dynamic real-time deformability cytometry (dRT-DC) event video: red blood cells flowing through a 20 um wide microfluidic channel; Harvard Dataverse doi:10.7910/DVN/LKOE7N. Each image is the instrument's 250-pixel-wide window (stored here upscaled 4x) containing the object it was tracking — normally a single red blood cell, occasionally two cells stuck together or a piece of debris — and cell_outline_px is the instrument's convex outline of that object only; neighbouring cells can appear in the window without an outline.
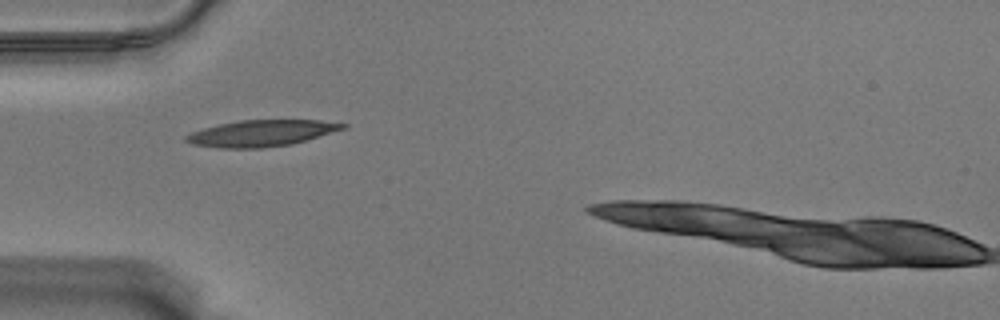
{"species": "Egyptian fruit bat (a non-hibernating species)", "species_latin": "Rousettus aegyptiacus", "temperature_condition": "warm", "stored_images_in_passage": 35, "camera_frame_rate_fps": 3000, "um_per_image_px": 0.085, "animal": {"sex": "male"}, "frame": {"image": 1, "passage_image": 1, "time_ms": 0.0, "image_size_px": [1000, 320], "cell_outline_px": [[348, 124], [344, 128], [292, 144], [260, 148], [220, 148], [192, 144], [184, 140], [184, 136], [192, 132], [204, 128], [220, 124], [240, 120], [320, 120]], "centroid_in_image_um": [22.17, 11.32], "position_along_channel_um": 62.8, "area_um2": 23.76}}
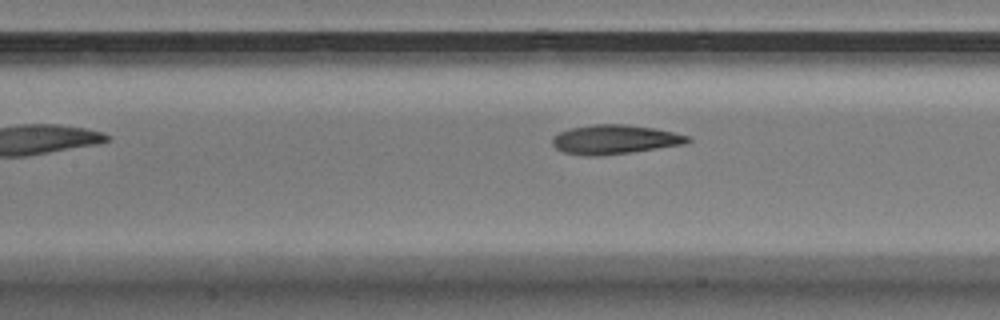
{"frame": {"image": 2, "passage_image": 9, "time_ms": 2.667, "image_size_px": [1000, 320], "cell_outline_px": [[692, 140], [684, 144], [632, 152], [600, 156], [584, 156], [564, 152], [556, 148], [552, 144], [552, 136], [560, 132], [572, 128], [596, 124], [624, 124], [656, 128], [688, 136]], "centroid_in_image_um": [52.24, 11.86], "position_along_channel_um": 155.2, "area_um2": 23.0}}
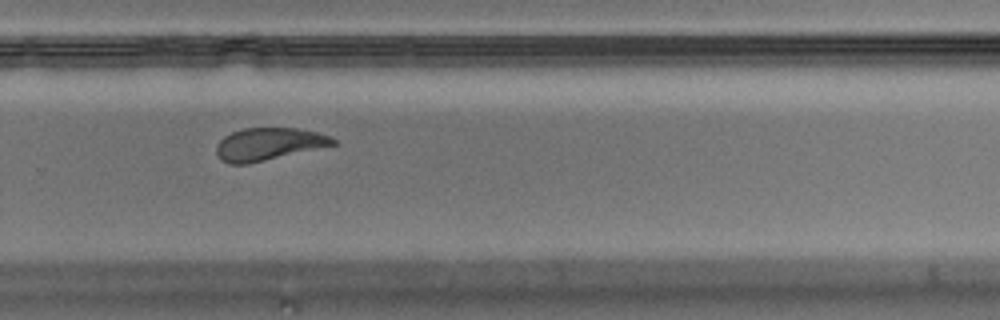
{"frame": {"image": 3, "passage_image": 22, "time_ms": 7.0, "image_size_px": [1000, 320], "cell_outline_px": [[336, 144], [248, 164], [228, 164], [220, 160], [216, 152], [216, 144], [224, 136], [232, 132], [244, 128], [296, 128], [316, 132], [328, 136], [336, 140]], "centroid_in_image_um": [22.77, 12.25], "position_along_channel_um": 307.0, "area_um2": 21.91}, "authors_computed_cell_mechanics": {"area_um2": 23.1778, "velocity_mm_per_s": 3.5117, "shape_relaxation_time_tau1_ms": 5.6583, "shape_relaxation_time_tau2_ms": 2.0668, "deformation_change_tau1": 0.1798, "deformation_change_tau2": 0.0963}}